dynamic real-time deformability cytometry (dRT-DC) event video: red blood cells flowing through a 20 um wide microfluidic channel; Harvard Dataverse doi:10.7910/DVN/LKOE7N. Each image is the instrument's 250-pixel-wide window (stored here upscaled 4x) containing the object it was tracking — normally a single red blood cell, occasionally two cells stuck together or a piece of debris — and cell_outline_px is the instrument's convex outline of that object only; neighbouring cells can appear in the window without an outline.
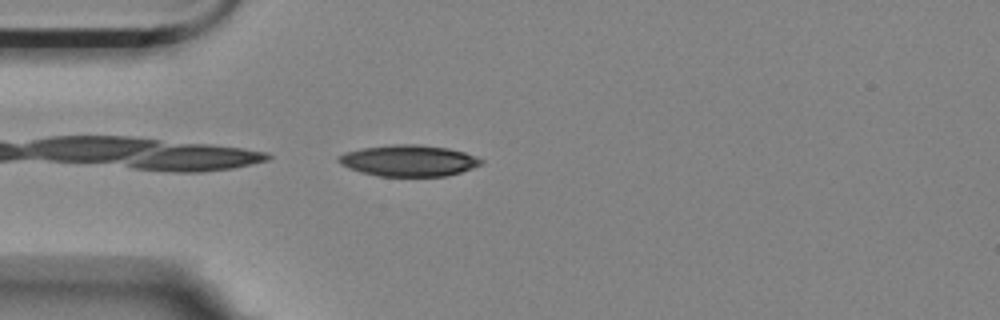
{"species": "Egyptian fruit bat (a non-hibernating species)", "species_latin": "Rousettus aegyptiacus", "temperature_condition": "room temperature", "stored_images_in_passage": 42, "camera_frame_rate_fps": 3000, "um_per_image_px": 0.085, "animal": {"sex": "female"}, "frame": {"image": 1, "passage_image": 1, "time_ms": 0.0, "image_size_px": [1000, 320], "cell_outline_px": [[484, 164], [448, 176], [376, 176], [360, 172], [348, 168], [340, 164], [336, 160], [336, 156], [344, 152], [364, 148], [396, 144], [416, 144], [448, 148], [464, 152], [484, 160]], "centroid_in_image_um": [34.72, 13.66], "position_along_channel_um": 50.3, "area_um2": 26.13}}
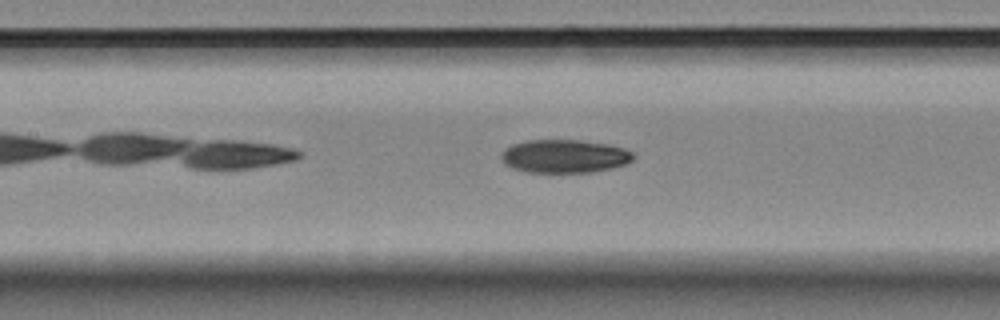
{"frame": {"image": 2, "passage_image": 11, "time_ms": 3.333, "image_size_px": [1000, 320], "cell_outline_px": [[636, 156], [628, 164], [612, 168], [592, 172], [528, 172], [512, 168], [504, 164], [500, 160], [500, 152], [504, 148], [512, 144], [528, 140], [580, 140], [608, 144], [624, 148], [632, 152]], "centroid_in_image_um": [47.96, 13.28], "position_along_channel_um": 159.4, "area_um2": 25.95}}
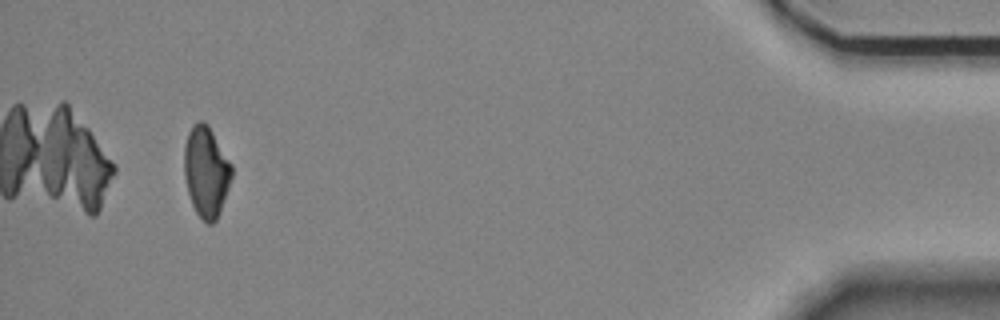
{"frame": {"image": 3, "passage_image": 39, "time_ms": 12.667, "image_size_px": [1000, 320], "cell_outline_px": [[232, 176], [220, 212], [216, 220], [212, 224], [208, 224], [196, 212], [192, 204], [188, 192], [184, 176], [184, 144], [188, 132], [192, 124], [196, 120], [204, 120], [208, 124], [232, 164]], "centroid_in_image_um": [17.51, 14.54], "position_along_channel_um": 417.7, "area_um2": 25.26}, "authors_computed_cell_mechanics": {"area_um2": 26.0389, "velocity_mm_per_s": 3.5295, "shape_relaxation_time_tau1_ms": 5.3323, "shape_relaxation_time_tau2_ms": null, "deformation_change_tau1": 0.1476, "deformation_change_tau2": null}}